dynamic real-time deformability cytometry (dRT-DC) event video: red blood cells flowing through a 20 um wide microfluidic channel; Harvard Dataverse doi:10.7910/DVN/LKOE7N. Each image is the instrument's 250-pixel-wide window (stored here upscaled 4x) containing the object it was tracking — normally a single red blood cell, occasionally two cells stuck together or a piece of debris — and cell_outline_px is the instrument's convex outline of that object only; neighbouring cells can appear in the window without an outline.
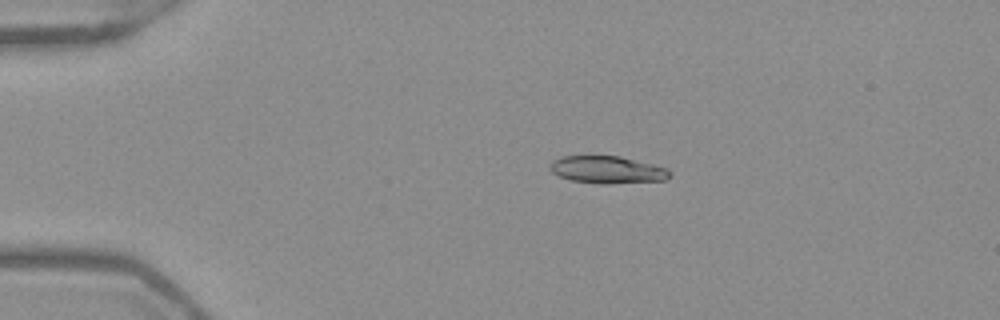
{"species": "Egyptian fruit bat (a non-hibernating species)", "species_latin": "Rousettus aegyptiacus", "temperature_condition": "warm", "stored_images_in_passage": 42, "camera_frame_rate_fps": 3000, "um_per_image_px": 0.085, "frame": {"image": 1, "passage_image": 1, "time_ms": 0.0, "image_size_px": [1000, 320], "cell_outline_px": [[668, 176], [664, 180], [604, 184], [572, 180], [560, 176], [552, 172], [548, 168], [548, 164], [552, 160], [560, 156], [620, 156], [668, 168]], "centroid_in_image_um": [51.55, 14.41], "position_along_channel_um": 33.5, "area_um2": 18.9}}
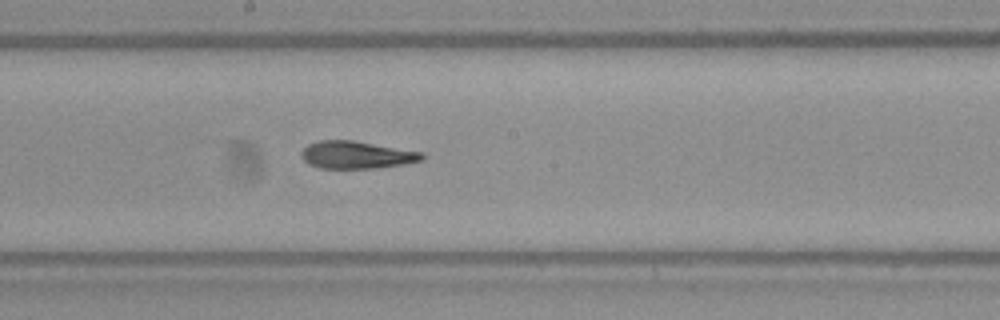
{"frame": {"image": 2, "passage_image": 19, "time_ms": 6.0, "image_size_px": [1000, 320], "cell_outline_px": [[424, 160], [404, 164], [376, 168], [320, 168], [308, 164], [300, 156], [300, 152], [308, 144], [320, 140], [352, 140], [424, 152]], "centroid_in_image_um": [30.3, 13.16], "position_along_channel_um": 217.9, "area_um2": 19.42}}
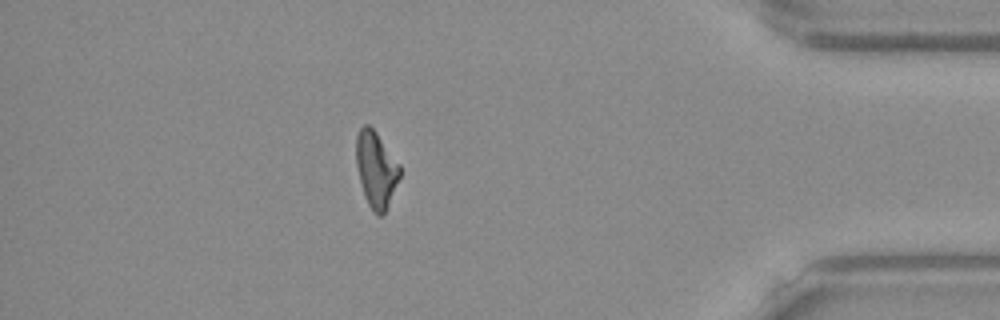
{"frame": {"image": 3, "passage_image": 36, "time_ms": 11.667, "image_size_px": [1000, 320], "cell_outline_px": [[400, 176], [384, 212], [380, 216], [376, 216], [372, 212], [364, 196], [356, 164], [356, 136], [360, 128], [364, 124], [368, 124], [376, 132], [400, 164]], "centroid_in_image_um": [31.95, 14.39], "position_along_channel_um": 403.3, "area_um2": 19.13}, "authors_computed_cell_mechanics": {"area_um2": 19.7387, "velocity_mm_per_s": 3.9556, "shape_relaxation_time_tau1_ms": null, "shape_relaxation_time_tau2_ms": 2.2291, "deformation_change_tau1": null, "deformation_change_tau2": 0.0875}}